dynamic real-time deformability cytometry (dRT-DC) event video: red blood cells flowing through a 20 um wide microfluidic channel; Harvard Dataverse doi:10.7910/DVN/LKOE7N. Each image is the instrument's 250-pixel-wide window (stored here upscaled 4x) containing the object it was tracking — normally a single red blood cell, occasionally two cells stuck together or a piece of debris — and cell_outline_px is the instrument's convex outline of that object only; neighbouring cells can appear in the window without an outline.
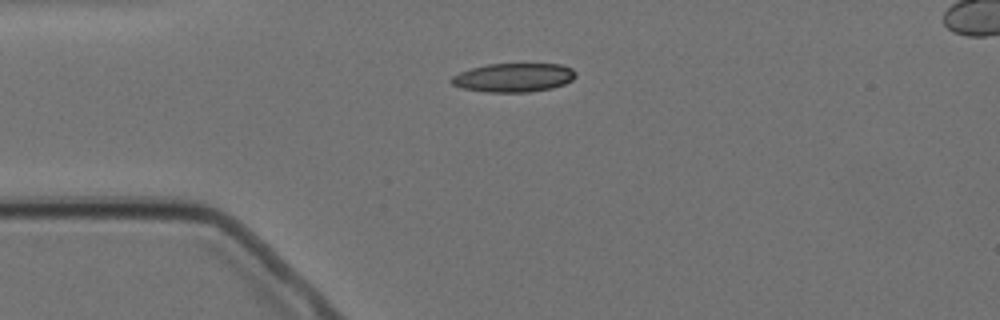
{"species": "Egyptian fruit bat (a non-hibernating species)", "species_latin": "Rousettus aegyptiacus", "temperature_condition": "cold", "stored_images_in_passage": 3, "segment_of_instrument_passage": [1, 2], "camera_frame_rate_fps": 3000, "um_per_image_px": 0.085, "animal": {"sex": "female"}, "frame": {"image": 1, "passage_image": 1, "time_ms": 0.0, "image_size_px": [1000, 320], "cell_outline_px": [[576, 76], [572, 80], [564, 84], [552, 88], [528, 92], [484, 92], [460, 88], [452, 84], [448, 80], [452, 76], [460, 72], [472, 68], [488, 64], [560, 64], [572, 68], [576, 72]], "centroid_in_image_um": [43.64, 6.6], "position_along_channel_um": 41.4, "area_um2": 20.98}}